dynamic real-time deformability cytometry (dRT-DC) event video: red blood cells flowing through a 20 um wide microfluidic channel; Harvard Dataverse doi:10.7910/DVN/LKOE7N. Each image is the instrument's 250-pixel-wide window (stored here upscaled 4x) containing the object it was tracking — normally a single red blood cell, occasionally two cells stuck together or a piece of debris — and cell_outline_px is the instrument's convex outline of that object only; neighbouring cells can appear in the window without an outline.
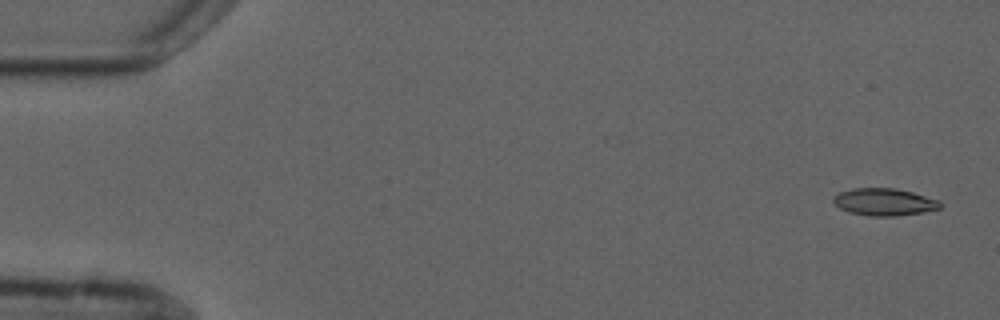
{"species": "common noctule bat (a hibernating species)", "species_latin": "Nyctalus noctula", "temperature_condition": "cold", "stored_images_in_passage": 5, "camera_frame_rate_fps": 3000, "um_per_image_px": 0.085, "animal": {"sex": "male", "forearm_length_mm": 52.5}, "frame": {"image": 1, "passage_image": 1, "time_ms": 0.0, "image_size_px": [1000, 320], "cell_outline_px": [[940, 208], [924, 212], [896, 216], [868, 216], [848, 212], [840, 208], [832, 200], [840, 192], [852, 188], [896, 188], [912, 192], [940, 200]], "centroid_in_image_um": [75.17, 17.17], "position_along_channel_um": 9.8, "area_um2": 16.94}}